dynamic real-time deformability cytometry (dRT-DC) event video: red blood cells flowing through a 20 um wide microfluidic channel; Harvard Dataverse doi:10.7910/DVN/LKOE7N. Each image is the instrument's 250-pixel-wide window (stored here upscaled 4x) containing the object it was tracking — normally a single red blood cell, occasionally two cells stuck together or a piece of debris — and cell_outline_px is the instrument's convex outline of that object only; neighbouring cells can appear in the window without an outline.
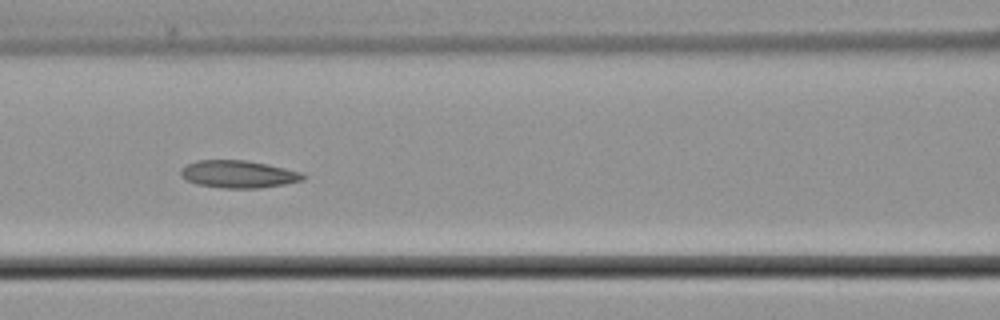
{"species": "common noctule bat (a hibernating species)", "species_latin": "Nyctalus noctula", "temperature_condition": "cold", "stored_images_in_passage": 9, "camera_frame_rate_fps": 3000, "um_per_image_px": 0.085, "animal": {"sex": "male", "body_mass_g": 21.5, "forearm_length_mm": 52.0}, "frame": {"image": 1, "passage_image": 6, "time_ms": 6.0, "image_size_px": [1000, 320], "cell_outline_px": [[308, 176], [304, 180], [284, 184], [260, 188], [224, 188], [196, 184], [180, 176], [180, 168], [196, 160], [244, 160], [284, 168], [300, 172]], "centroid_in_image_um": [20.25, 14.81], "position_along_channel_um": 146.4, "area_um2": 19.48}}
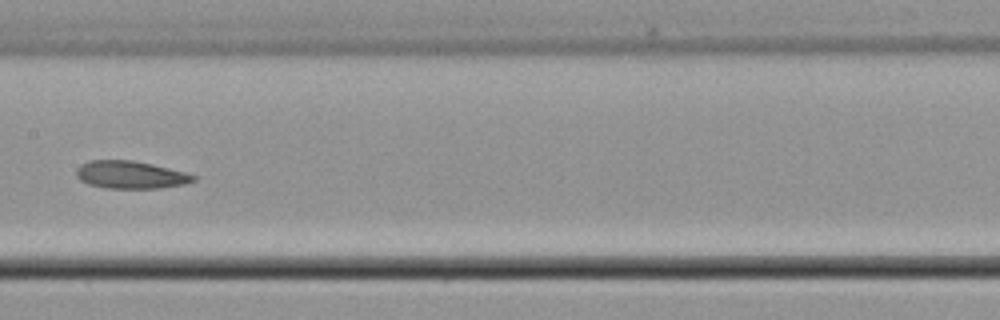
{"frame": {"image": 2, "passage_image": 7, "time_ms": 7.333, "image_size_px": [1000, 320], "cell_outline_px": [[196, 180], [184, 184], [160, 188], [104, 188], [88, 184], [80, 180], [76, 176], [76, 168], [80, 164], [88, 160], [132, 160], [152, 164], [184, 172], [196, 176]], "centroid_in_image_um": [11.05, 14.85], "position_along_channel_um": 196.4, "area_um2": 18.9}}
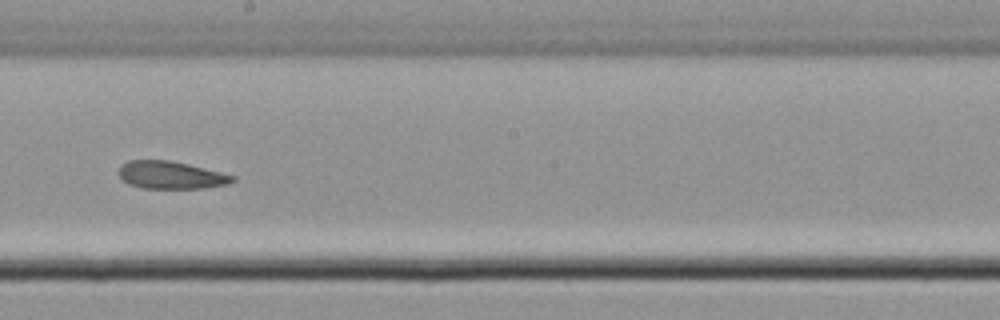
{"frame": {"image": 3, "passage_image": 8, "time_ms": 8.333, "image_size_px": [1000, 320], "cell_outline_px": [[236, 180], [228, 184], [204, 188], [144, 188], [128, 184], [120, 176], [120, 164], [128, 160], [168, 160], [188, 164], [236, 176]], "centroid_in_image_um": [14.54, 14.88], "position_along_channel_um": 233.7, "area_um2": 18.21}}